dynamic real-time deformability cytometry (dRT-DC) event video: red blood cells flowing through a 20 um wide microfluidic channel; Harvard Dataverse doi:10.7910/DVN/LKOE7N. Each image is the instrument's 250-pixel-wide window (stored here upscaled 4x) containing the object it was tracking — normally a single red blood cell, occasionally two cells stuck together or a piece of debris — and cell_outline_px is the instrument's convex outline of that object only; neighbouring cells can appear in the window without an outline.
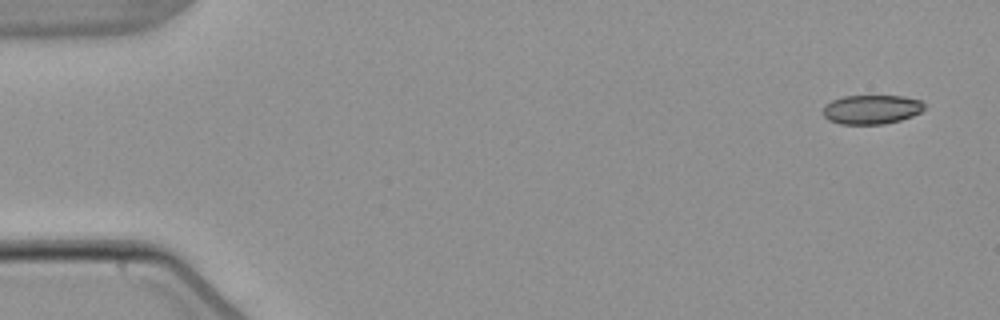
{"species": "common noctule bat (a hibernating species)", "species_latin": "Nyctalus noctula", "temperature_condition": "warm", "stored_images_in_passage": 5, "camera_frame_rate_fps": 3000, "um_per_image_px": 0.085, "animal": {"sex": "male", "body_mass_g": 21.5, "forearm_length_mm": 52.0}, "frame": {"image": 1, "passage_image": 1, "time_ms": 0.0, "image_size_px": [1000, 320], "cell_outline_px": [[924, 108], [920, 112], [912, 116], [900, 120], [884, 124], [840, 124], [828, 120], [824, 116], [824, 104], [832, 100], [844, 96], [904, 96], [920, 100], [924, 104]], "centroid_in_image_um": [74.07, 9.3], "position_along_channel_um": 10.9, "area_um2": 17.22}}